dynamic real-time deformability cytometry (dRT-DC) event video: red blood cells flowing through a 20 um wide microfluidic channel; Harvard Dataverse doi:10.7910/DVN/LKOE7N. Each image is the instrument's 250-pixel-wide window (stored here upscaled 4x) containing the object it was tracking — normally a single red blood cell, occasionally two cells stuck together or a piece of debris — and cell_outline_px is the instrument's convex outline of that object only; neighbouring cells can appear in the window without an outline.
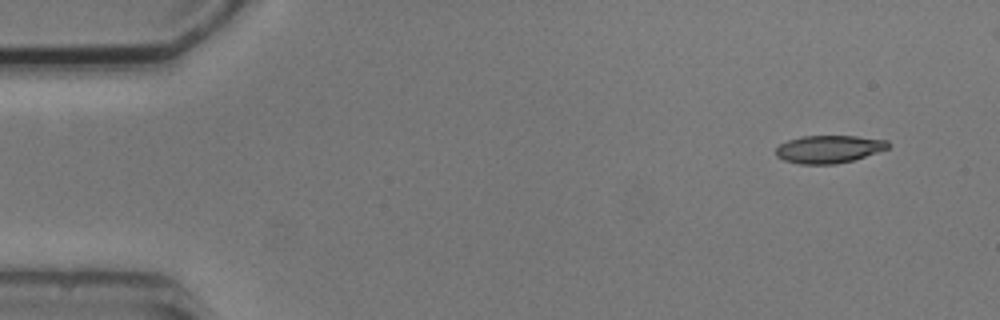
{"species": "common noctule bat (a hibernating species)", "species_latin": "Nyctalus noctula", "temperature_condition": "cold", "stored_images_in_passage": 10, "camera_frame_rate_fps": 3000, "um_per_image_px": 0.085, "animal": {"sex": "male", "body_mass_g": 20.5, "forearm_length_mm": 52.5}, "frame": {"image": 1, "passage_image": 1, "time_ms": 0.0, "image_size_px": [1000, 320], "cell_outline_px": [[892, 144], [888, 148], [852, 160], [836, 164], [800, 164], [784, 160], [776, 156], [776, 148], [780, 144], [788, 140], [800, 136], [856, 136], [888, 140]], "centroid_in_image_um": [70.45, 12.67], "position_along_channel_um": 14.6, "area_um2": 18.09}}
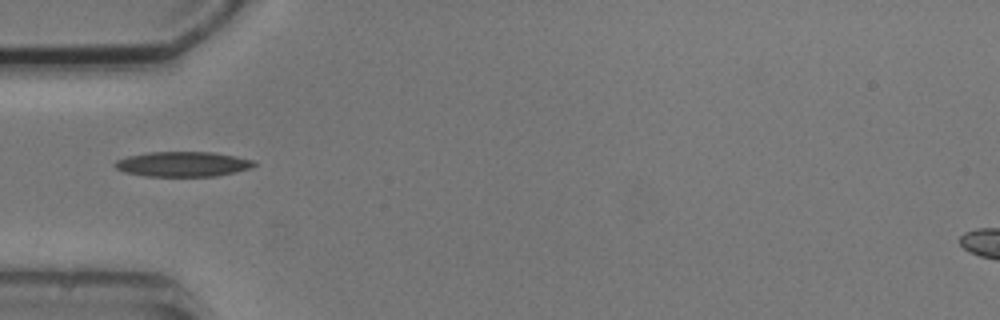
{"frame": {"image": 2, "passage_image": 4, "time_ms": 4.333, "image_size_px": [1000, 320], "cell_outline_px": [[256, 164], [248, 168], [216, 176], [144, 176], [124, 172], [116, 168], [112, 164], [116, 160], [128, 156], [148, 152], [212, 152], [252, 160]], "centroid_in_image_um": [15.44, 13.95], "position_along_channel_um": 69.6, "area_um2": 20.0}}